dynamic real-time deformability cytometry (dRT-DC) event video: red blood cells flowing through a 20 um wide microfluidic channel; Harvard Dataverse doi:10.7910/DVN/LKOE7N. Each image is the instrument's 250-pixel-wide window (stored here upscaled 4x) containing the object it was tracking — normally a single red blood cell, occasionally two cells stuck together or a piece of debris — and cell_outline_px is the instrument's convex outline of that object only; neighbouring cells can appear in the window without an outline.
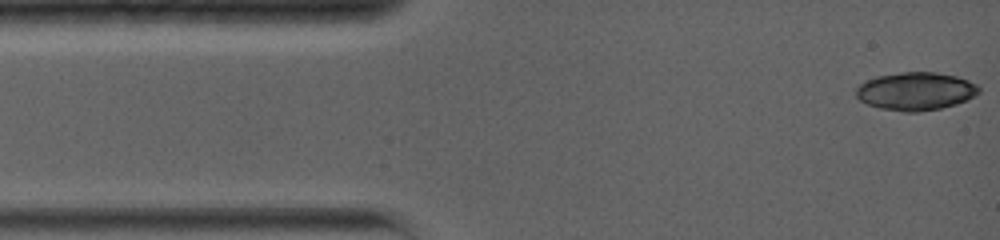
{"species": "common noctule bat (a hibernating species)", "species_latin": "Nyctalus noctula", "temperature_condition": "warm", "stored_images_in_passage": 3, "camera_frame_rate_fps": 5000, "um_per_image_px": 0.085, "animal": {"sex": "female", "body_mass_g": 19.0, "forearm_length_mm": 56.7}, "frame": {"image": 1, "passage_image": 1, "time_ms": 0.0, "image_size_px": [1000, 240], "cell_outline_px": [[980, 92], [956, 104], [940, 108], [916, 112], [904, 112], [880, 108], [868, 104], [860, 100], [856, 96], [856, 88], [864, 80], [876, 76], [904, 72], [936, 72], [956, 76], [968, 80], [976, 84], [980, 88]], "centroid_in_image_um": [77.81, 7.75], "position_along_channel_um": 7.2, "area_um2": 27.11}}